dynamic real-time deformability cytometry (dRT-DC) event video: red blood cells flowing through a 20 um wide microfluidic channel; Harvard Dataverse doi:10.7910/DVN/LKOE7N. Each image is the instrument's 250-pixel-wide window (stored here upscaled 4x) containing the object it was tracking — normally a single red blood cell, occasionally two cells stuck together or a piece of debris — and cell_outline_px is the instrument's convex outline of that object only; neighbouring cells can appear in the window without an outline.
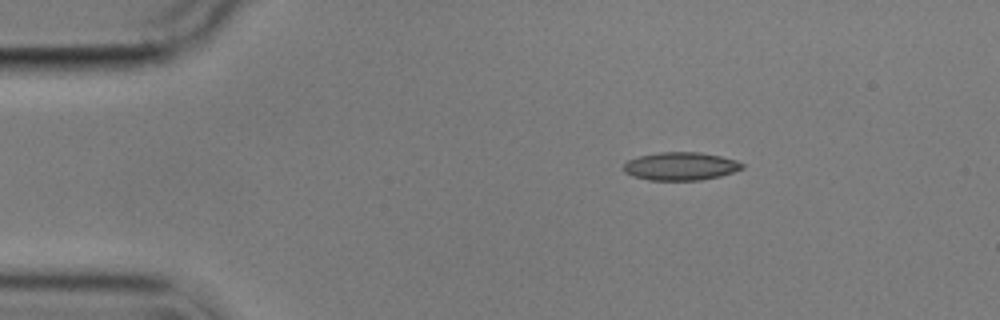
{"species": "common noctule bat (a hibernating species)", "species_latin": "Nyctalus noctula", "temperature_condition": "cold", "stored_images_in_passage": 4, "camera_frame_rate_fps": 3000, "um_per_image_px": 0.085, "animal": {"sex": "male", "body_mass_g": 17.9}, "frame": {"image": 1, "passage_image": 2, "time_ms": 1.333, "image_size_px": [1000, 320], "cell_outline_px": [[744, 168], [720, 176], [700, 180], [648, 180], [632, 176], [624, 172], [624, 164], [628, 160], [640, 156], [660, 152], [700, 152], [720, 156], [736, 160], [744, 164]], "centroid_in_image_um": [57.85, 14.13], "position_along_channel_um": 27.1, "area_um2": 19.36}}
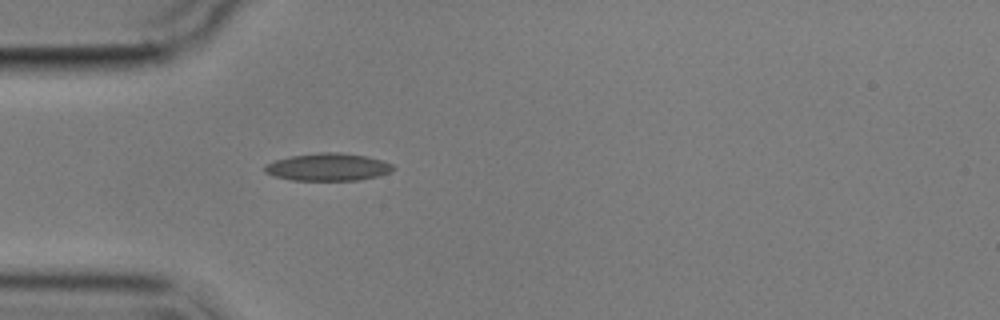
{"frame": {"image": 2, "passage_image": 4, "time_ms": 3.667, "image_size_px": [1000, 320], "cell_outline_px": [[396, 168], [392, 172], [380, 176], [360, 180], [292, 180], [272, 176], [264, 172], [264, 164], [276, 160], [292, 156], [320, 152], [340, 152], [368, 156], [384, 160], [392, 164]], "centroid_in_image_um": [27.92, 14.2], "position_along_channel_um": 57.1, "area_um2": 20.92}}